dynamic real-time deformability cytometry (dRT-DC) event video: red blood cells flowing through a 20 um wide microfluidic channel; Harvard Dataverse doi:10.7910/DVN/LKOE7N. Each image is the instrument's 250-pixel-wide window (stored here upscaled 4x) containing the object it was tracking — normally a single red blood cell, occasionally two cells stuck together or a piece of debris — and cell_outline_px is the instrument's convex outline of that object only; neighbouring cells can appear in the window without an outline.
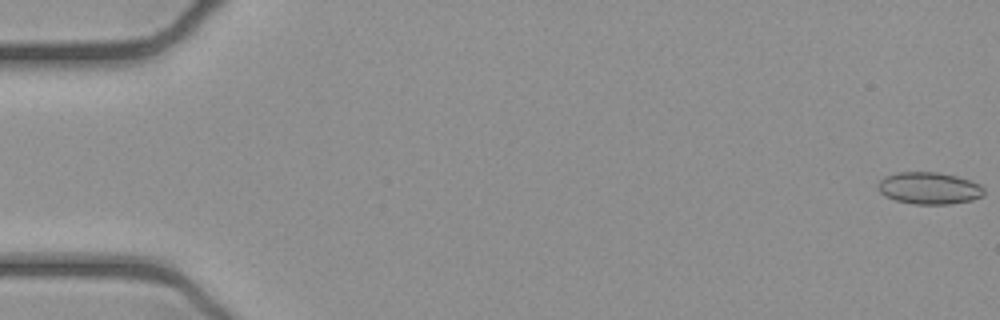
{"species": "common noctule bat (a hibernating species)", "species_latin": "Nyctalus noctula", "temperature_condition": "cold", "stored_images_in_passage": 53, "camera_frame_rate_fps": 3000, "um_per_image_px": 0.085, "animal": {"sex": "female", "body_mass_g": 21.9}, "frame": {"image": 1, "passage_image": 1, "time_ms": 0.0, "image_size_px": [1000, 320], "cell_outline_px": [[984, 196], [972, 200], [948, 204], [912, 204], [896, 200], [884, 196], [876, 188], [876, 184], [884, 176], [896, 172], [936, 172], [956, 176], [972, 180], [980, 184], [984, 188]], "centroid_in_image_um": [78.96, 15.99], "position_along_channel_um": 6.0, "area_um2": 20.06}}
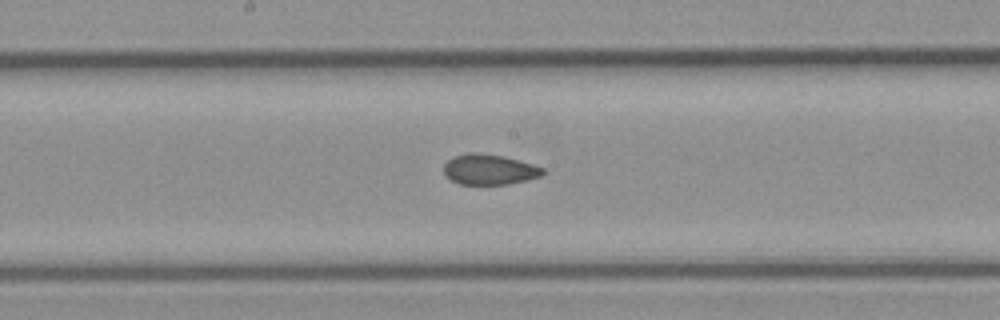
{"frame": {"image": 2, "passage_image": 28, "time_ms": 9.0, "image_size_px": [1000, 320], "cell_outline_px": [[548, 172], [544, 176], [528, 180], [508, 184], [460, 184], [444, 176], [444, 164], [448, 160], [456, 156], [468, 152], [472, 152], [504, 156], [532, 164], [544, 168]], "centroid_in_image_um": [41.64, 14.41], "position_along_channel_um": 206.6, "area_um2": 17.69}}
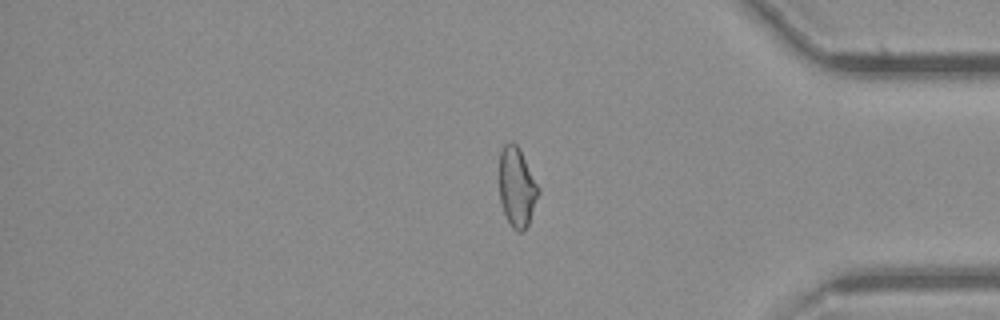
{"frame": {"image": 3, "passage_image": 44, "time_ms": 14.333, "image_size_px": [1000, 320], "cell_outline_px": [[540, 192], [528, 224], [524, 232], [516, 232], [512, 228], [504, 212], [500, 200], [500, 152], [504, 144], [508, 140], [512, 140], [520, 148], [540, 188]], "centroid_in_image_um": [43.95, 15.88], "position_along_channel_um": 391.3, "area_um2": 18.32}, "authors_computed_cell_mechanics": {"area_um2": 18.6694, "velocity_mm_per_s": 3.9088, "shape_relaxation_time_tau1_ms": null, "shape_relaxation_time_tau2_ms": 2.1909, "deformation_change_tau1": null, "deformation_change_tau2": 0.0724}}